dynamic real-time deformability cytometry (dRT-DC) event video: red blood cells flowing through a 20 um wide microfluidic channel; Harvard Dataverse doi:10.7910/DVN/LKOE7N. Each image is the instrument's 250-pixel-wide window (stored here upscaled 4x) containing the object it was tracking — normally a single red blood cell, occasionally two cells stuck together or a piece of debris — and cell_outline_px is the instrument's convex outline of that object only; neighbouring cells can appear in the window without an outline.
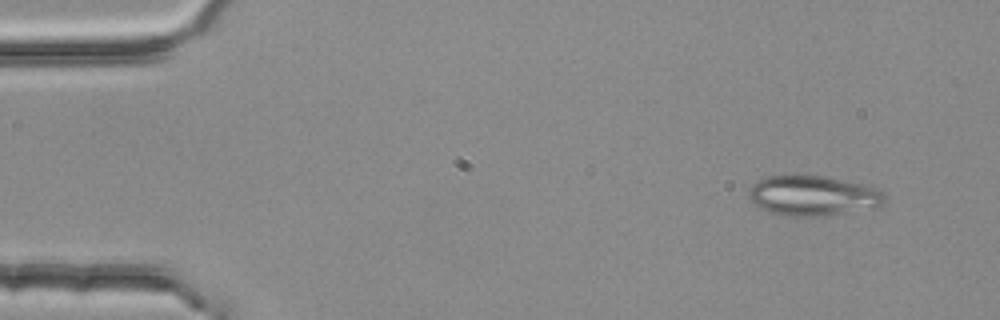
{"species": "common noctule bat (a hibernating species)", "species_latin": "Nyctalus noctula", "temperature_condition": "room temperature", "stored_images_in_passage": 3, "camera_frame_rate_fps": 3000, "um_per_image_px": 0.085, "animal": {"sex": "female", "body_mass_g": 25.1}, "frame": {"image": 1, "passage_image": 1, "time_ms": 0.0, "image_size_px": [1000, 320], "cell_outline_px": [[884, 200], [880, 204], [872, 208], [824, 216], [784, 216], [768, 212], [760, 208], [748, 196], [748, 188], [756, 180], [768, 176], [824, 176], [864, 184], [880, 192], [884, 196]], "centroid_in_image_um": [69.02, 16.64], "position_along_channel_um": 16.0, "area_um2": 31.44}}